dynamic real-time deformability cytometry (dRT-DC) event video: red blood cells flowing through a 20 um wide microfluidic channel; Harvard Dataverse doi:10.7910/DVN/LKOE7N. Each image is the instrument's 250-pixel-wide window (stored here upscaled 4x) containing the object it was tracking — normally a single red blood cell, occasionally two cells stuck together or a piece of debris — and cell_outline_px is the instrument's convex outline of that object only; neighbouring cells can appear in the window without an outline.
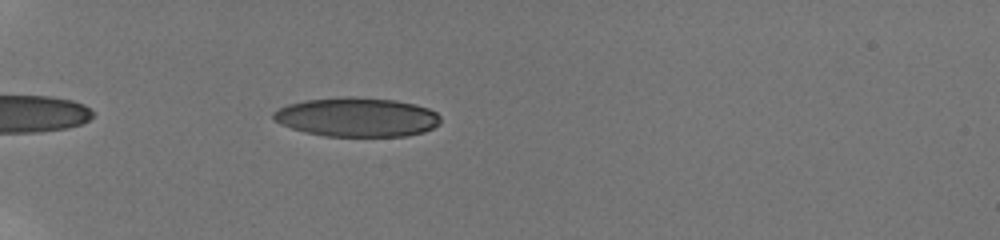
{"species": "human", "species_latin": "Homo sapiens", "temperature_condition": "room temperature", "stored_images_in_passage": 38, "camera_frame_rate_fps": 3000, "um_per_image_px": 0.085, "donor": {"sex": "male"}, "frame": {"image": 1, "passage_image": 1, "time_ms": 0.0, "image_size_px": [1000, 240], "cell_outline_px": [[440, 124], [424, 132], [408, 136], [324, 136], [304, 132], [280, 124], [272, 116], [272, 112], [288, 104], [304, 100], [340, 96], [356, 96], [396, 100], [416, 104], [428, 108], [436, 112], [440, 116]], "centroid_in_image_um": [30.35, 9.94], "position_along_channel_um": 54.6, "area_um2": 38.55}}
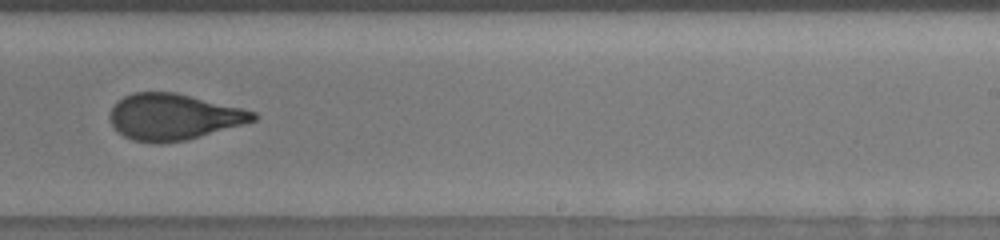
{"frame": {"image": 2, "passage_image": 21, "time_ms": 6.667, "image_size_px": [1000, 240], "cell_outline_px": [[260, 116], [256, 120], [188, 140], [160, 144], [152, 144], [132, 140], [124, 136], [112, 124], [112, 108], [124, 96], [132, 92], [176, 92], [244, 108], [256, 112]], "centroid_in_image_um": [14.81, 9.94], "position_along_channel_um": 274.2, "area_um2": 38.61}}
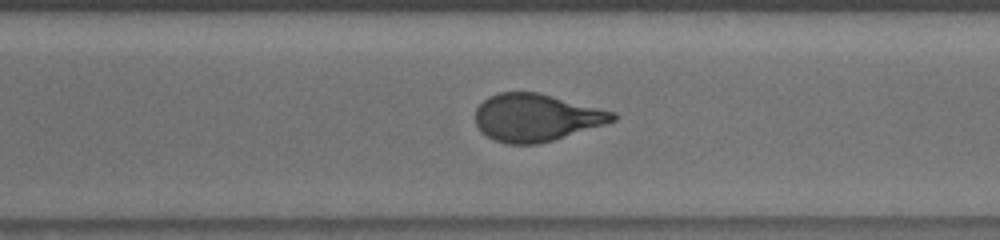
{"frame": {"image": 3, "passage_image": 25, "time_ms": 8.0, "image_size_px": [1000, 240], "cell_outline_px": [[616, 120], [604, 124], [540, 144], [508, 144], [496, 140], [480, 132], [476, 124], [476, 108], [488, 96], [500, 92], [536, 92], [616, 112]], "centroid_in_image_um": [45.55, 9.99], "position_along_channel_um": 325.1, "area_um2": 37.69}, "authors_computed_cell_mechanics": {"area_um2": 38.6971, "velocity_mm_per_s": 3.8236, "shape_relaxation_time_tau1_ms": 4.7368, "shape_relaxation_time_tau2_ms": 0.9167, "deformation_change_tau1": 0.1966, "deformation_change_tau2": 0.0743}}